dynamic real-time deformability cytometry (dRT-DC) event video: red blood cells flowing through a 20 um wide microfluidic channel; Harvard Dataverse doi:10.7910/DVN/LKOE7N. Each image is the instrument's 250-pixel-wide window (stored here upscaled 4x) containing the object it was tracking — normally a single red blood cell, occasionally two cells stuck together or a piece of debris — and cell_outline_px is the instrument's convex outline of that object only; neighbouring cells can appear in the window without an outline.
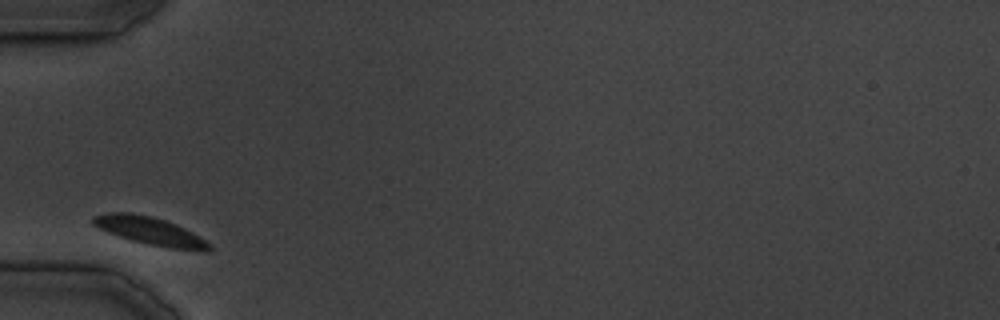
{"species": "common noctule bat (a hibernating species)", "species_latin": "Nyctalus noctula", "temperature_condition": "cold", "stored_images_in_passage": 24, "camera_frame_rate_fps": 3000, "um_per_image_px": 0.085, "animal": {"sex": "male", "body_mass_g": 19.5, "forearm_length_mm": 54.6}, "frame": {"image": 1, "passage_image": 1, "time_ms": 0.0, "image_size_px": [1000, 320], "cell_outline_px": [[212, 248], [208, 252], [200, 252], [168, 248], [148, 244], [132, 240], [108, 232], [92, 224], [92, 216], [108, 212], [132, 212], [152, 216], [164, 220], [184, 228], [192, 232], [212, 244]], "centroid_in_image_um": [12.8, 19.64], "position_along_channel_um": 72.2, "area_um2": 19.02}}
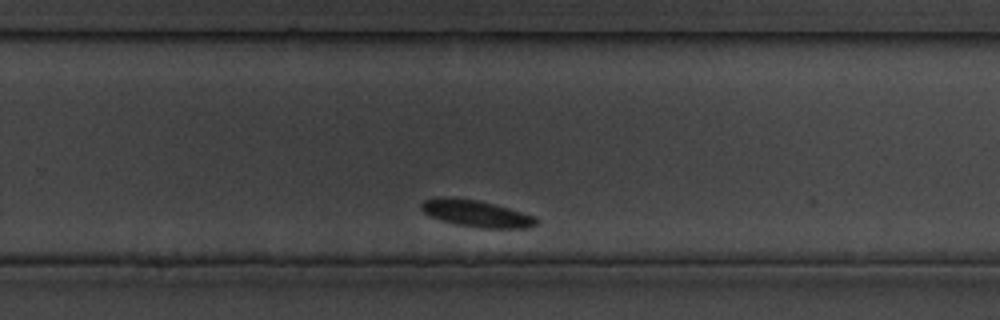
{"frame": {"image": 2, "passage_image": 17, "time_ms": 18.0, "image_size_px": [1000, 320], "cell_outline_px": [[540, 224], [532, 228], [480, 228], [456, 224], [440, 220], [428, 216], [420, 208], [420, 204], [424, 200], [440, 196], [448, 196], [480, 200], [496, 204], [536, 216], [540, 220]], "centroid_in_image_um": [40.53, 18.14], "position_along_channel_um": 289.3, "area_um2": 18.55}}